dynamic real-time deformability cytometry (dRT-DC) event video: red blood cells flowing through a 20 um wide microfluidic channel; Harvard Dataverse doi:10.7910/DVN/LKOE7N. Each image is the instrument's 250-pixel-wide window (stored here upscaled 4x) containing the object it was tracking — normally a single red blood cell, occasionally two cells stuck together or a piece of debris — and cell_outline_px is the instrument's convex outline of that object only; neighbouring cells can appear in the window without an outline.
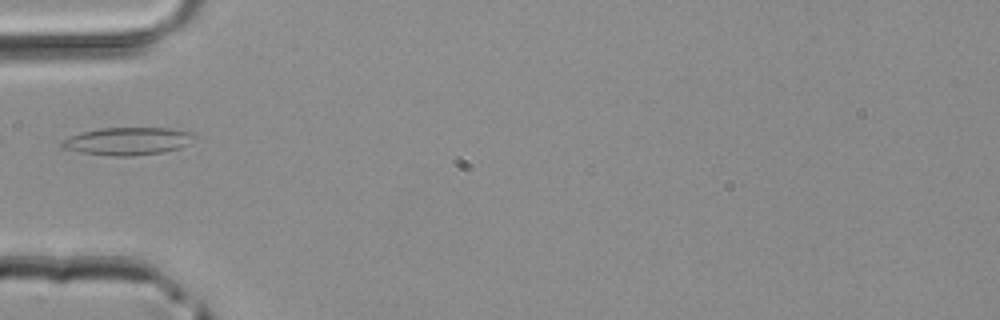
{"species": "common noctule bat (a hibernating species)", "species_latin": "Nyctalus noctula", "temperature_condition": "room temperature", "stored_images_in_passage": 4, "camera_frame_rate_fps": 3000, "um_per_image_px": 0.085, "animal": {"sex": "male", "body_mass_g": 20.4}, "frame": {"image": 1, "passage_image": 4, "time_ms": 1.0, "image_size_px": [1000, 320], "cell_outline_px": [[196, 136], [188, 144], [180, 148], [164, 152], [132, 156], [112, 156], [84, 152], [64, 148], [60, 144], [64, 140], [80, 132], [100, 128], [172, 128], [192, 132]], "centroid_in_image_um": [10.92, 11.99], "position_along_channel_um": 74.1, "area_um2": 21.21}}